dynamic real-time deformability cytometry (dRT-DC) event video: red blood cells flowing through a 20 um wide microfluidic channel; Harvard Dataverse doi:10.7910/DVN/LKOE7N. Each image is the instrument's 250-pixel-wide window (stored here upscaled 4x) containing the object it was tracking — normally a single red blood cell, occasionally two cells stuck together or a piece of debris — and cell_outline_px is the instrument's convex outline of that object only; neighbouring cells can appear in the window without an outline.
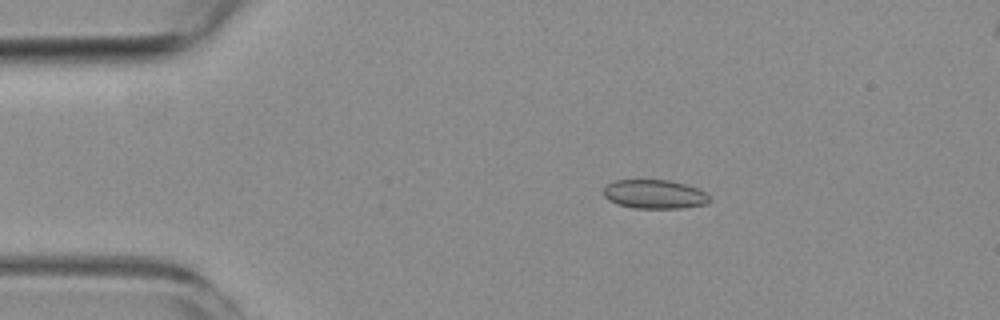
{"species": "common noctule bat (a hibernating species)", "species_latin": "Nyctalus noctula", "temperature_condition": "room temperature", "stored_images_in_passage": 6, "camera_frame_rate_fps": 3000, "um_per_image_px": 0.085, "animal": {"sex": "female", "body_mass_g": 19.3, "forearm_length_mm": 54.1}, "frame": {"image": 1, "passage_image": 3, "time_ms": 2.333, "image_size_px": [1000, 320], "cell_outline_px": [[712, 200], [708, 204], [680, 208], [632, 208], [616, 204], [608, 200], [604, 196], [604, 188], [608, 184], [616, 180], [668, 180], [684, 184], [696, 188], [712, 196]], "centroid_in_image_um": [55.66, 16.52], "position_along_channel_um": 29.3, "area_um2": 17.98}}
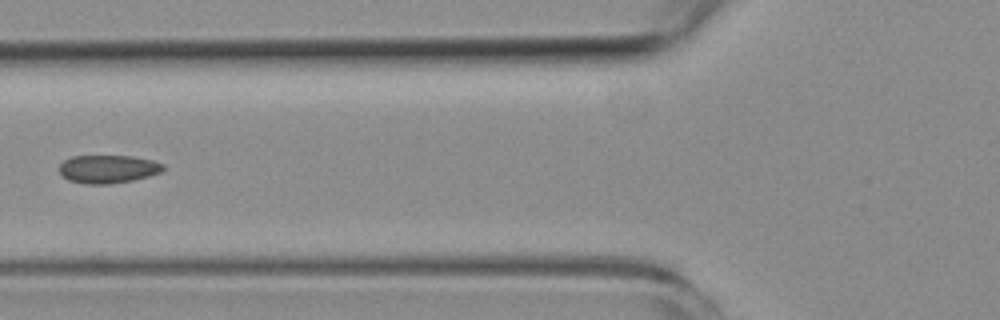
{"frame": {"image": 2, "passage_image": 6, "time_ms": 6.0, "image_size_px": [1000, 320], "cell_outline_px": [[164, 168], [160, 172], [148, 176], [132, 180], [108, 184], [88, 184], [68, 180], [60, 176], [60, 164], [64, 160], [72, 156], [132, 156], [152, 160], [164, 164]], "centroid_in_image_um": [9.15, 14.36], "position_along_channel_um": 116.6, "area_um2": 16.99}}